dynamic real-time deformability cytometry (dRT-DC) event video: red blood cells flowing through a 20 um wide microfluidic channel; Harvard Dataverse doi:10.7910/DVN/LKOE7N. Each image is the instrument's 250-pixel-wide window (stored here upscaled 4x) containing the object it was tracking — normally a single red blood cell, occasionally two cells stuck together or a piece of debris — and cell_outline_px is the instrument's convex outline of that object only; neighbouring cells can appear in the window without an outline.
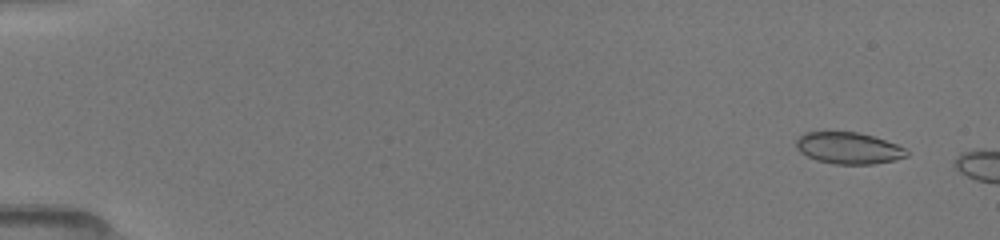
{"species": "common noctule bat (a hibernating species)", "species_latin": "Nyctalus noctula", "temperature_condition": "room temperature", "stored_images_in_passage": 10, "camera_frame_rate_fps": 3000, "um_per_image_px": 0.085, "animal": {"sex": "female", "body_mass_g": 19.5, "forearm_length_mm": 54.1}, "frame": {"image": 1, "passage_image": 4, "time_ms": 1.0, "image_size_px": [1000, 240], "cell_outline_px": [[908, 156], [896, 160], [872, 164], [832, 164], [816, 160], [800, 152], [796, 148], [796, 140], [804, 132], [856, 132], [872, 136], [896, 144], [904, 148], [908, 152]], "centroid_in_image_um": [72.11, 12.6], "position_along_channel_um": 12.9, "area_um2": 20.29}}